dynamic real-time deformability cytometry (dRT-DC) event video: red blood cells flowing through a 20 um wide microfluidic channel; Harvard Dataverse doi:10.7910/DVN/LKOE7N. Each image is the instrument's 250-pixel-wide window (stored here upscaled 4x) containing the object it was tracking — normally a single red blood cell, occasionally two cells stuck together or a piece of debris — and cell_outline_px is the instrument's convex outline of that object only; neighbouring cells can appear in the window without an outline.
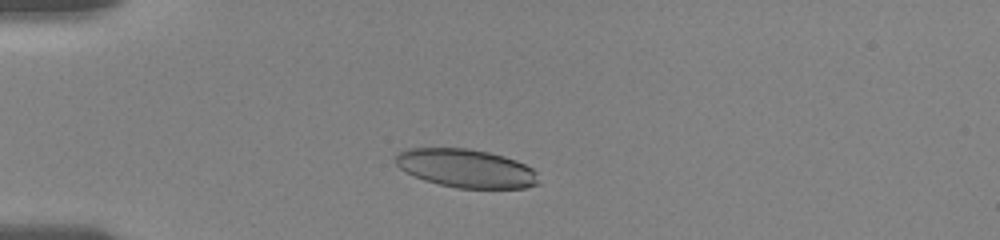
{"species": "human", "species_latin": "Homo sapiens", "temperature_condition": "room temperature", "stored_images_in_passage": 15, "camera_frame_rate_fps": 3000, "um_per_image_px": 0.085, "donor": {"sex": "female"}, "frame": {"image": 1, "passage_image": 2, "time_ms": 0.333, "image_size_px": [1000, 240], "cell_outline_px": [[540, 184], [524, 188], [456, 188], [424, 180], [404, 172], [396, 164], [396, 152], [404, 148], [468, 148], [488, 152], [504, 156], [516, 160], [532, 168], [536, 172]], "centroid_in_image_um": [39.59, 14.3], "position_along_channel_um": 45.4, "area_um2": 32.25}}
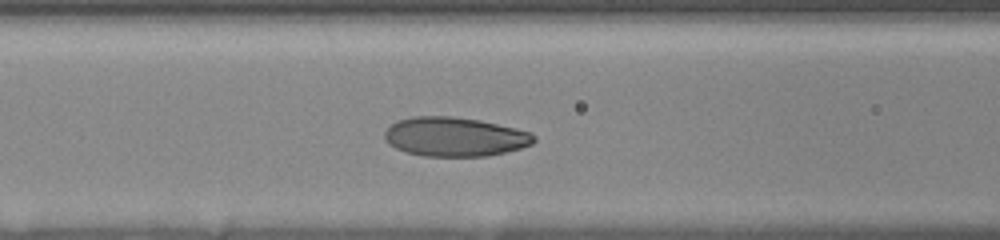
{"frame": {"image": 2, "passage_image": 11, "time_ms": 3.333, "image_size_px": [1000, 240], "cell_outline_px": [[536, 140], [532, 144], [520, 148], [488, 156], [424, 156], [408, 152], [396, 148], [388, 144], [384, 140], [384, 132], [396, 120], [412, 116], [452, 116], [480, 120], [516, 128], [532, 132], [536, 136]], "centroid_in_image_um": [38.65, 11.62], "position_along_channel_um": 127.9, "area_um2": 34.28}}
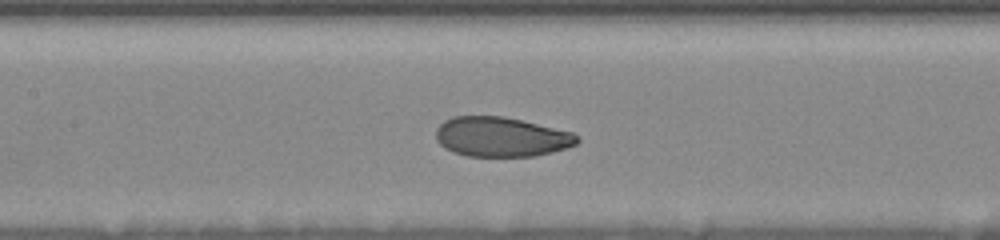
{"frame": {"image": 3, "passage_image": 14, "time_ms": 4.333, "image_size_px": [1000, 240], "cell_outline_px": [[580, 140], [576, 144], [568, 148], [552, 152], [532, 156], [468, 156], [452, 152], [444, 148], [436, 140], [436, 128], [444, 120], [452, 116], [504, 116], [524, 120], [572, 132], [580, 136]], "centroid_in_image_um": [42.61, 11.63], "position_along_channel_um": 164.8, "area_um2": 33.0}}